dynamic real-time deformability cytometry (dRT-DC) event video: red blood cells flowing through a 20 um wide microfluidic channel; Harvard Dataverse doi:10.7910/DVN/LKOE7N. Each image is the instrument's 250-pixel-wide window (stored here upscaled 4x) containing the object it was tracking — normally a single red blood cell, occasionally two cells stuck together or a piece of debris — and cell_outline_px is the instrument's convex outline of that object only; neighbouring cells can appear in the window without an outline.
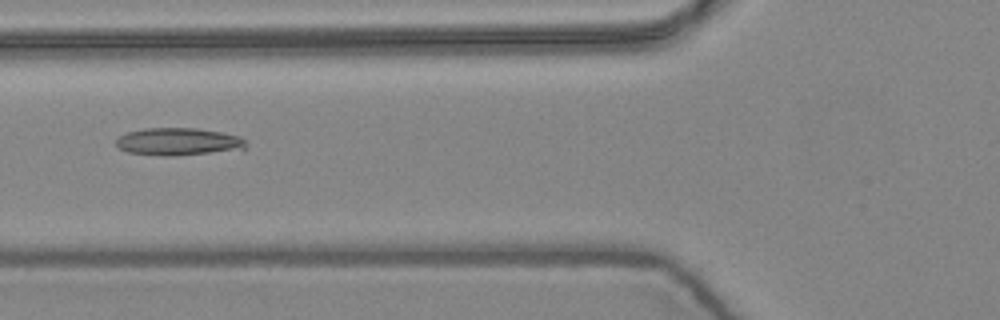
{"species": "common noctule bat (a hibernating species)", "species_latin": "Nyctalus noctula", "temperature_condition": "warm", "stored_images_in_passage": 7, "camera_frame_rate_fps": 3000, "um_per_image_px": 0.085, "animal": {"sex": "female", "body_mass_g": 24.6, "forearm_length_mm": 56.2}, "frame": {"image": 1, "passage_image": 5, "time_ms": 1.333, "image_size_px": [1000, 320], "cell_outline_px": [[248, 140], [244, 152], [172, 156], [164, 156], [128, 152], [120, 148], [116, 144], [116, 140], [120, 136], [128, 132], [144, 128], [196, 128], [220, 132], [240, 136]], "centroid_in_image_um": [15.33, 12.07], "position_along_channel_um": 110.5, "area_um2": 21.56}}
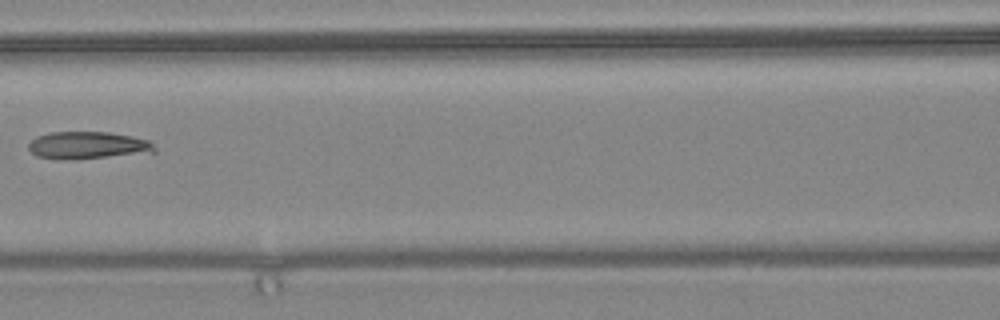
{"frame": {"image": 2, "passage_image": 6, "time_ms": 1.667, "image_size_px": [1000, 320], "cell_outline_px": [[156, 152], [76, 160], [68, 160], [36, 156], [28, 148], [28, 144], [36, 136], [48, 132], [108, 132], [132, 136], [148, 140], [156, 148]], "centroid_in_image_um": [7.45, 12.36], "position_along_channel_um": 159.1, "area_um2": 20.29}}
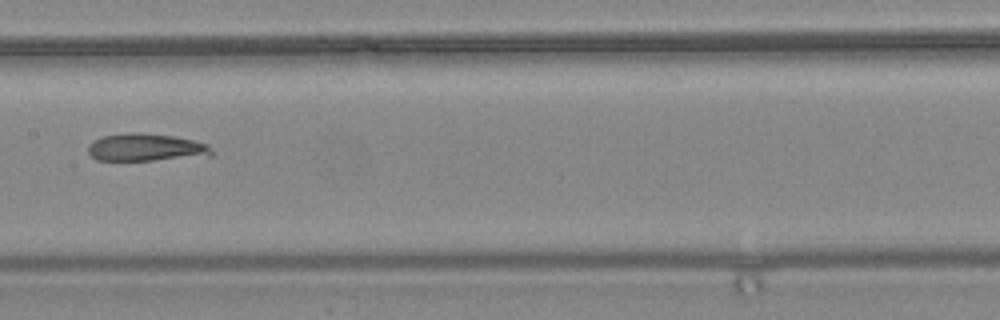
{"frame": {"image": 3, "passage_image": 7, "time_ms": 2.0, "image_size_px": [1000, 320], "cell_outline_px": [[212, 156], [152, 160], [96, 160], [88, 152], [88, 144], [104, 136], [128, 132], [140, 132], [176, 136], [208, 144], [212, 152]], "centroid_in_image_um": [12.42, 12.52], "position_along_channel_um": 195.0, "area_um2": 19.88}}